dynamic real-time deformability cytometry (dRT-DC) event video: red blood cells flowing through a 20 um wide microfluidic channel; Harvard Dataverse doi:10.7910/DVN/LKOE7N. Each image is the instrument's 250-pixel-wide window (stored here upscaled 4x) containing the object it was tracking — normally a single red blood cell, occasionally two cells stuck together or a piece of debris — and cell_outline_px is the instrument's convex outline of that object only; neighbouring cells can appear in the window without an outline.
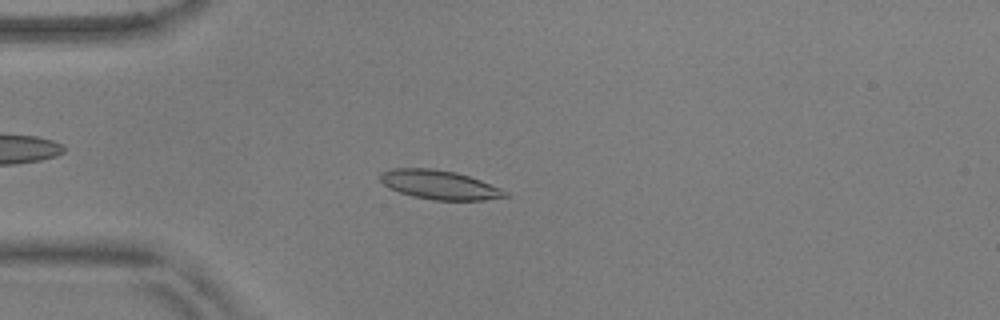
{"species": "common noctule bat (a hibernating species)", "species_latin": "Nyctalus noctula", "temperature_condition": "warm", "stored_images_in_passage": 54, "camera_frame_rate_fps": 3000, "um_per_image_px": 0.085, "animal": {"sex": "male", "body_mass_g": 17.9, "forearm_length_mm": 54.2}, "frame": {"image": 1, "passage_image": 14, "time_ms": 4.333, "image_size_px": [1000, 320], "cell_outline_px": [[512, 196], [484, 200], [432, 200], [412, 196], [388, 188], [380, 180], [380, 172], [392, 168], [432, 168], [456, 172], [480, 180], [500, 188], [508, 192]], "centroid_in_image_um": [37.35, 15.71], "position_along_channel_um": 47.6, "area_um2": 21.27}}
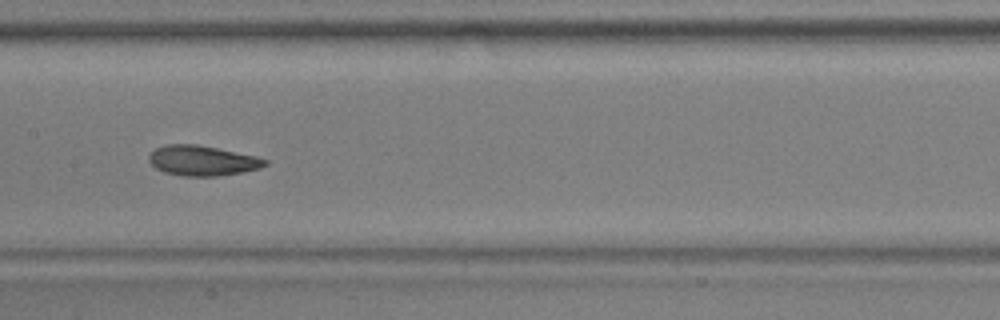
{"frame": {"image": 2, "passage_image": 27, "time_ms": 8.667, "image_size_px": [1000, 320], "cell_outline_px": [[268, 164], [260, 168], [244, 172], [216, 176], [180, 176], [164, 172], [156, 168], [148, 160], [148, 156], [156, 148], [164, 144], [196, 144], [256, 156], [268, 160]], "centroid_in_image_um": [17.2, 13.66], "position_along_channel_um": 190.2, "area_um2": 20.4}}
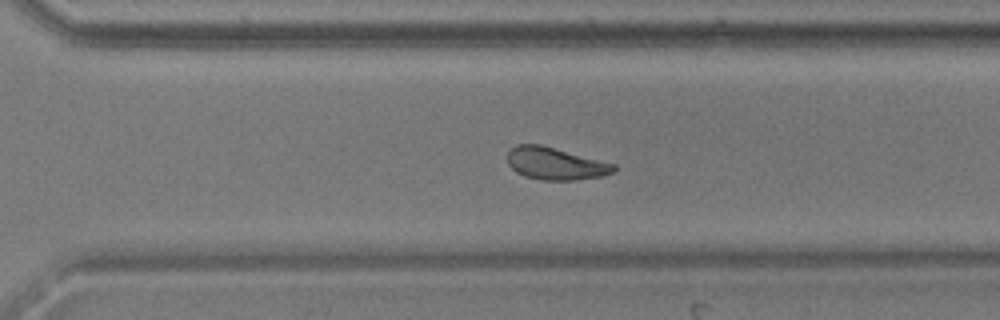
{"frame": {"image": 3, "passage_image": 38, "time_ms": 12.333, "image_size_px": [1000, 320], "cell_outline_px": [[616, 168], [612, 172], [600, 176], [576, 180], [540, 180], [524, 176], [516, 172], [508, 164], [508, 152], [516, 144], [540, 144], [616, 164]], "centroid_in_image_um": [47.19, 13.9], "position_along_channel_um": 323.4, "area_um2": 19.94}, "authors_computed_cell_mechanics": {"area_um2": 20.808, "velocity_mm_per_s": 3.6417, "shape_relaxation_time_tau1_ms": 5.2151, "shape_relaxation_time_tau2_ms": 2.1246, "deformation_change_tau1": 0.1291, "deformation_change_tau2": 0.0788}}